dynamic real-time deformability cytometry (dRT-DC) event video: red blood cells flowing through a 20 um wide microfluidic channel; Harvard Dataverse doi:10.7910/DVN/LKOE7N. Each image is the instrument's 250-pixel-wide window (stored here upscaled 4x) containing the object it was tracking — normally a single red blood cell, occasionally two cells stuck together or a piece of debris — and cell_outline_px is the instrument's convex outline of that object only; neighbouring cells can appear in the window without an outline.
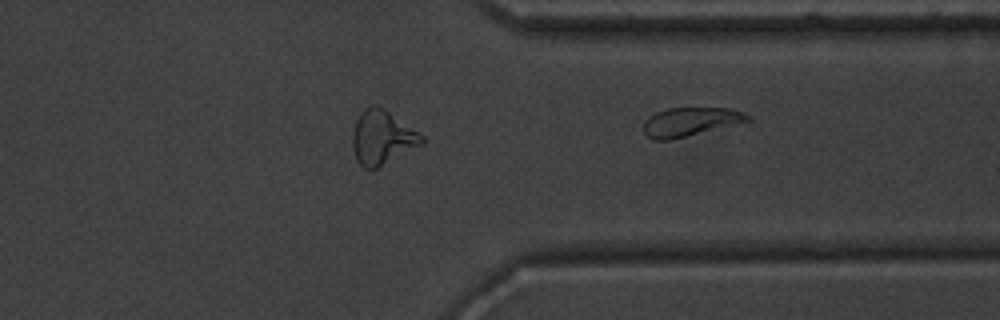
{"species": "common noctule bat (a hibernating species)", "species_latin": "Nyctalus noctula", "temperature_condition": "warm", "stored_images_in_passage": 30, "camera_frame_rate_fps": 3000, "um_per_image_px": 0.085, "animal": {"sex": "male", "body_mass_g": 20.1, "forearm_length_mm": 53.5}, "frame": {"image": 1, "passage_image": 30, "time_ms": 9.667, "image_size_px": [1000, 320], "cell_outline_px": [[752, 120], [668, 140], [652, 140], [644, 132], [644, 120], [648, 116], [656, 112], [668, 108], [728, 108], [744, 112]], "centroid_in_image_um": [58.63, 10.34], "position_along_channel_um": 352.8, "area_um2": 17.17}}